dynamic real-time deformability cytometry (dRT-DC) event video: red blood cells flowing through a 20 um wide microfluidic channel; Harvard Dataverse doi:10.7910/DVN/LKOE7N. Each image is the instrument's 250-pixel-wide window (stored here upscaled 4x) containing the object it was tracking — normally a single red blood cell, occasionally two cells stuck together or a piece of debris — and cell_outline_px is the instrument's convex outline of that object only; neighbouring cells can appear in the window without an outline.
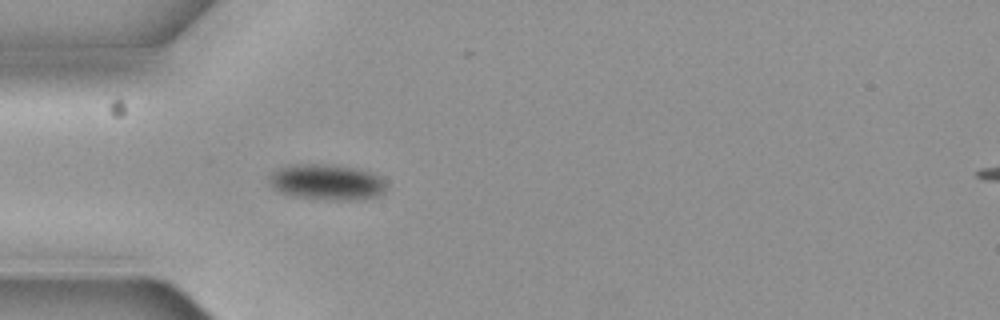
{"species": "common noctule bat (a hibernating species)", "species_latin": "Nyctalus noctula", "temperature_condition": "cold", "stored_images_in_passage": 4, "camera_frame_rate_fps": 3000, "um_per_image_px": 0.085, "animal": {"sex": "female", "body_mass_g": 19.3, "forearm_length_mm": 54.1}, "frame": {"image": 1, "passage_image": 4, "time_ms": 1.0, "image_size_px": [1000, 320], "cell_outline_px": [[388, 188], [384, 192], [376, 196], [348, 200], [336, 200], [292, 196], [280, 192], [272, 188], [268, 184], [268, 176], [276, 168], [288, 164], [324, 164], [356, 168], [372, 172], [380, 176], [384, 180]], "centroid_in_image_um": [27.73, 15.46], "position_along_channel_um": 57.3, "area_um2": 24.68}}